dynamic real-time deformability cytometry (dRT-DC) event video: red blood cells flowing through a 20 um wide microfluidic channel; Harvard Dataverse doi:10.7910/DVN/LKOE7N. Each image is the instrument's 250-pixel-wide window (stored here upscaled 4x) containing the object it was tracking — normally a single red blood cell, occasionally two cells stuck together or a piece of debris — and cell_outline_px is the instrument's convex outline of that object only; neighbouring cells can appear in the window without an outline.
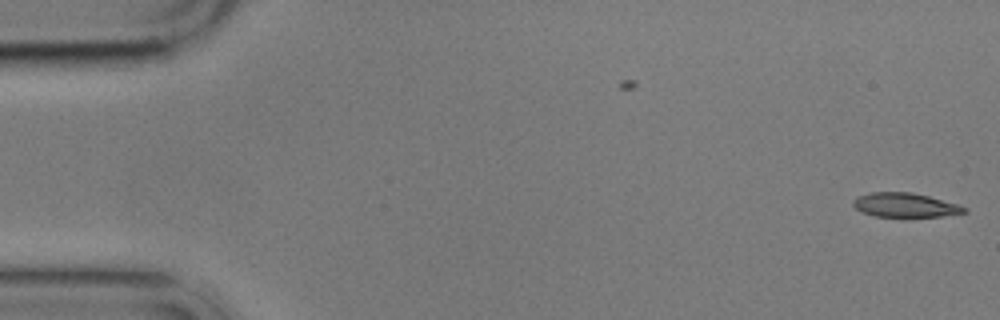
{"species": "common noctule bat (a hibernating species)", "species_latin": "Nyctalus noctula", "temperature_condition": "cold", "stored_images_in_passage": 2, "camera_frame_rate_fps": 3000, "um_per_image_px": 0.085, "animal": {"sex": "male", "body_mass_g": 17.9}, "frame": {"image": 1, "passage_image": 2, "time_ms": 1.333, "image_size_px": [1000, 320], "cell_outline_px": [[968, 212], [940, 216], [876, 216], [860, 212], [852, 204], [852, 200], [856, 196], [868, 192], [912, 192], [928, 196], [956, 204], [968, 208]], "centroid_in_image_um": [76.87, 17.42], "position_along_channel_um": 8.1, "area_um2": 15.61}}